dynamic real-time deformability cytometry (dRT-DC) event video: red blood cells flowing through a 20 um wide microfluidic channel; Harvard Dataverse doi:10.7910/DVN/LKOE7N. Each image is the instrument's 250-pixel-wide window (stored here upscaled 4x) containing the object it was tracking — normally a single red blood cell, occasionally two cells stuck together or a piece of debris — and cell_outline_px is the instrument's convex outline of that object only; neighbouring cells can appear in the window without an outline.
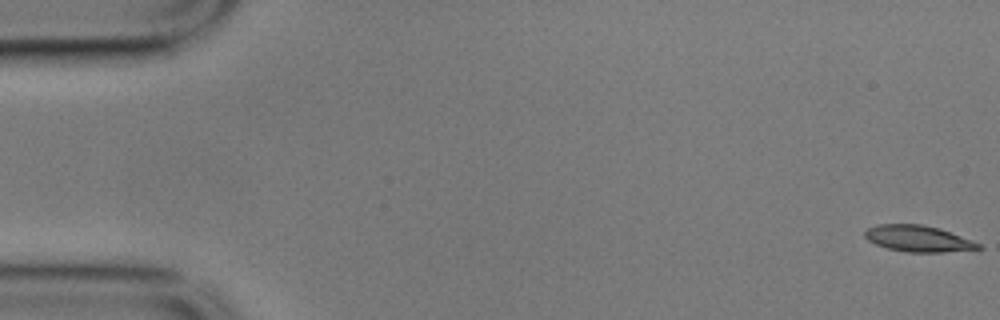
{"species": "common noctule bat (a hibernating species)", "species_latin": "Nyctalus noctula", "temperature_condition": "cold", "stored_images_in_passage": 57, "camera_frame_rate_fps": 3000, "um_per_image_px": 0.085, "animal": {"sex": "male", "body_mass_g": 17.9}, "frame": {"image": 1, "passage_image": 1, "time_ms": 0.0, "image_size_px": [1000, 320], "cell_outline_px": [[984, 248], [944, 252], [908, 252], [888, 248], [876, 244], [868, 240], [864, 236], [864, 232], [868, 228], [876, 224], [924, 224], [940, 228], [972, 240], [980, 244]], "centroid_in_image_um": [78.04, 20.27], "position_along_channel_um": 7.0, "area_um2": 17.4}}
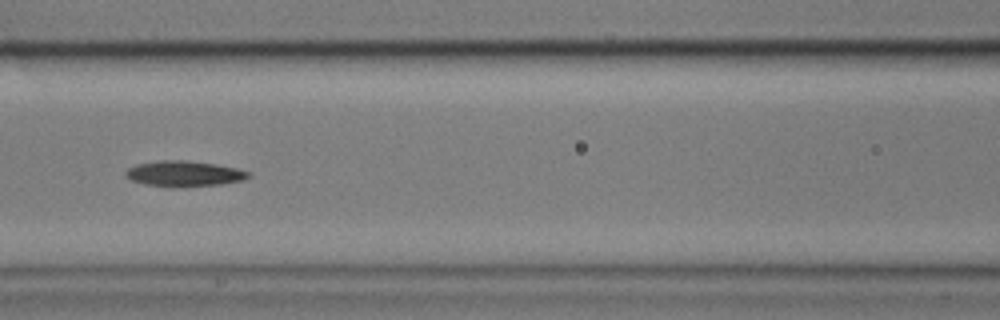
{"frame": {"image": 2, "passage_image": 25, "time_ms": 8.0, "image_size_px": [1000, 320], "cell_outline_px": [[252, 176], [244, 180], [220, 184], [144, 184], [132, 180], [124, 176], [124, 172], [128, 168], [136, 164], [160, 160], [184, 160], [216, 164], [236, 168], [252, 172]], "centroid_in_image_um": [15.68, 14.71], "position_along_channel_um": 150.9, "area_um2": 17.51}}
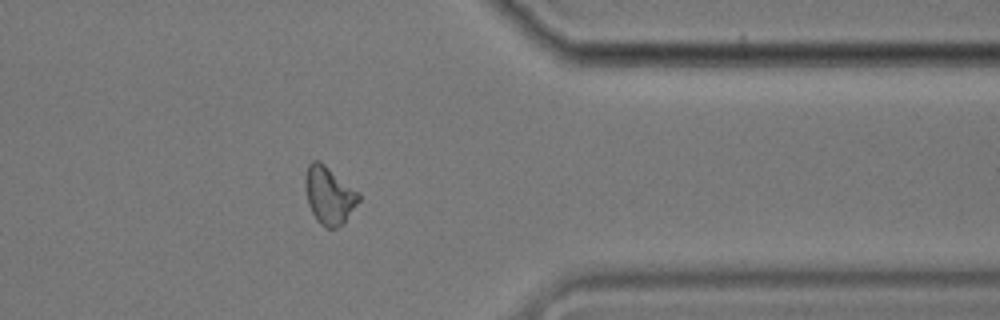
{"frame": {"image": 3, "passage_image": 46, "time_ms": 15.0, "image_size_px": [1000, 320], "cell_outline_px": [[360, 200], [344, 224], [336, 228], [324, 228], [316, 220], [308, 204], [304, 184], [304, 176], [308, 164], [312, 160], [320, 160], [356, 192], [360, 196]], "centroid_in_image_um": [27.93, 16.62], "position_along_channel_um": 383.5, "area_um2": 17.92}}